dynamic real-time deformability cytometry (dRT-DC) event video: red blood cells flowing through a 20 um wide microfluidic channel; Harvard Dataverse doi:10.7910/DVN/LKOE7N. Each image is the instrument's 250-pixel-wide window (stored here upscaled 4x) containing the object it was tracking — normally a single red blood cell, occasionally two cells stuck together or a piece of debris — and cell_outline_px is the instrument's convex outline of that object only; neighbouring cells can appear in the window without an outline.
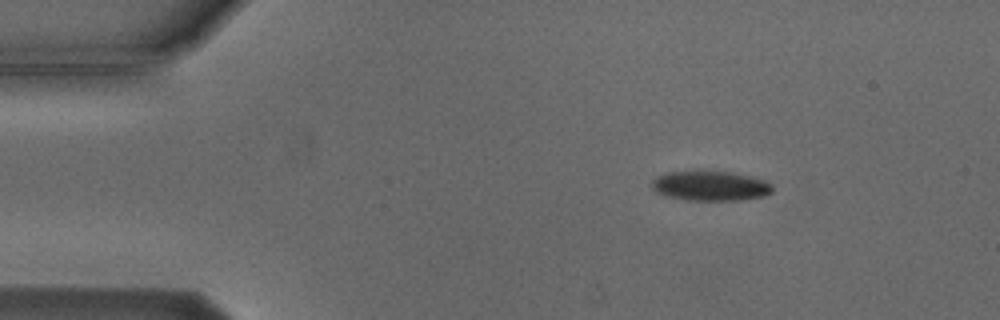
{"species": "Egyptian fruit bat (a non-hibernating species)", "species_latin": "Rousettus aegyptiacus", "temperature_condition": "cold", "stored_images_in_passage": 3, "camera_frame_rate_fps": 3000, "um_per_image_px": 0.085, "animal": {"sex": "male"}, "frame": {"image": 1, "passage_image": 1, "time_ms": 0.0, "image_size_px": [1000, 320], "cell_outline_px": [[772, 192], [764, 196], [740, 200], [688, 200], [668, 196], [656, 192], [652, 188], [652, 180], [656, 176], [668, 172], [692, 168], [696, 168], [728, 172], [768, 180], [772, 184]], "centroid_in_image_um": [60.35, 15.75], "position_along_channel_um": 24.6, "area_um2": 21.62}}